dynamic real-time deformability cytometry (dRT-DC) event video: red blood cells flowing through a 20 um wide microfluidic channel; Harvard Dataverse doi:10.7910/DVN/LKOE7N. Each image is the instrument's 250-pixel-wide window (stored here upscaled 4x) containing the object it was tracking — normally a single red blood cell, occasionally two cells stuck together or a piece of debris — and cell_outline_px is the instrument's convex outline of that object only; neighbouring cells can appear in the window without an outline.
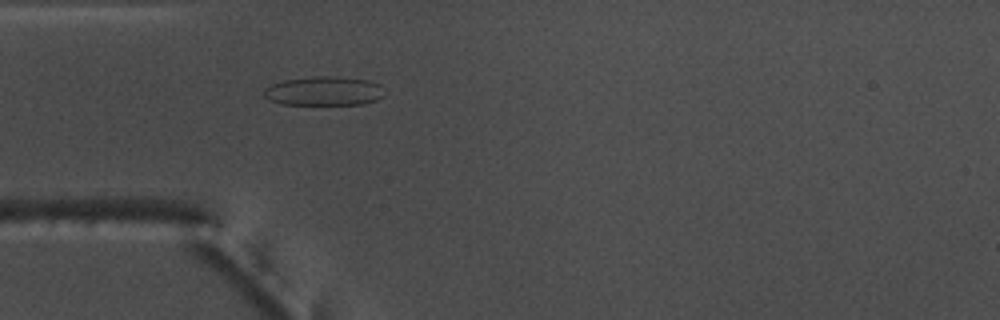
{"species": "common noctule bat (a hibernating species)", "species_latin": "Nyctalus noctula", "temperature_condition": "warm", "stored_images_in_passage": 39, "camera_frame_rate_fps": 3000, "um_per_image_px": 0.085, "animal": {"sex": "male", "body_mass_g": 17.5, "forearm_length_mm": 52.3}, "frame": {"image": 1, "passage_image": 1, "time_ms": 0.0, "image_size_px": [1000, 320], "cell_outline_px": [[384, 96], [376, 100], [364, 104], [280, 104], [268, 100], [264, 96], [264, 88], [272, 84], [284, 80], [316, 76], [336, 76], [368, 80], [380, 84]], "centroid_in_image_um": [27.52, 7.74], "position_along_channel_um": 57.5, "area_um2": 20.46}}
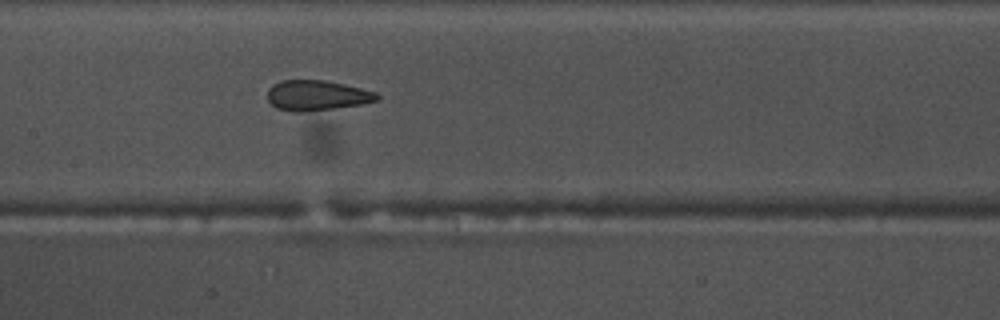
{"frame": {"image": 2, "passage_image": 11, "time_ms": 3.333, "image_size_px": [1000, 320], "cell_outline_px": [[380, 96], [376, 100], [364, 104], [300, 112], [292, 112], [276, 108], [268, 100], [268, 88], [272, 84], [280, 80], [324, 80], [360, 88], [376, 92]], "centroid_in_image_um": [26.89, 8.1], "position_along_channel_um": 180.5, "area_um2": 19.19}}
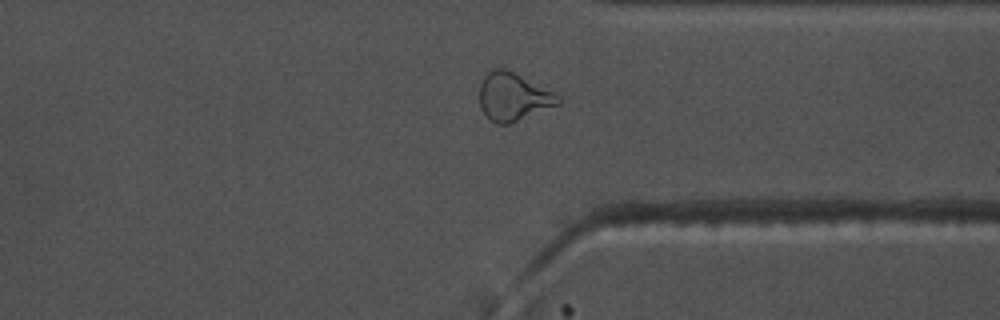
{"frame": {"image": 3, "passage_image": 26, "time_ms": 8.333, "image_size_px": [1000, 320], "cell_outline_px": [[564, 100], [560, 104], [508, 124], [496, 124], [488, 120], [480, 108], [480, 84], [484, 76], [492, 68], [504, 68], [560, 96]], "centroid_in_image_um": [43.59, 8.25], "position_along_channel_um": 367.8, "area_um2": 21.79}, "authors_computed_cell_mechanics": {"area_um2": 20.0566, "velocity_mm_per_s": 3.7762, "shape_relaxation_time_tau1_ms": null, "shape_relaxation_time_tau2_ms": 1.4157, "deformation_change_tau1": null, "deformation_change_tau2": 0.0811}}